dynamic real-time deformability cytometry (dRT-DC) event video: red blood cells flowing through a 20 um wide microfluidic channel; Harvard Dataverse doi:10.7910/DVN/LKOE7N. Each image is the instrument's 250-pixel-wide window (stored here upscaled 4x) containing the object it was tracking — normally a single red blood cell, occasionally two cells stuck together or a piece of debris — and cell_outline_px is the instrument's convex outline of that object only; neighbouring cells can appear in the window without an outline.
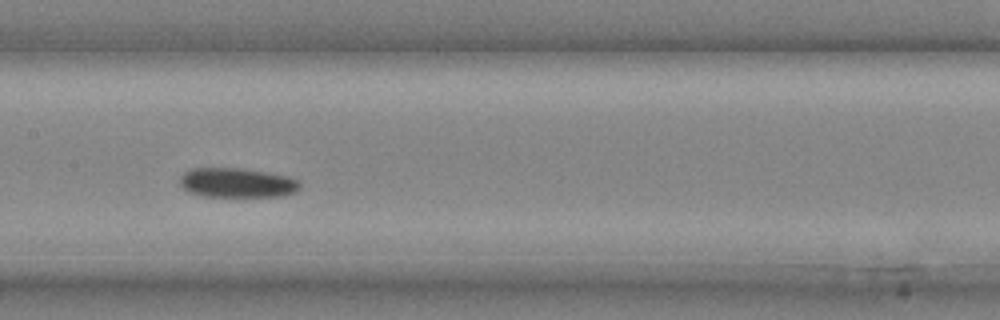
{"species": "common noctule bat (a hibernating species)", "species_latin": "Nyctalus noctula", "temperature_condition": "cold", "stored_images_in_passage": 19, "camera_frame_rate_fps": 3000, "um_per_image_px": 0.085, "animal": {"sex": "male", "body_mass_g": 20.4}, "frame": {"image": 1, "passage_image": 11, "time_ms": 3.333, "image_size_px": [1000, 320], "cell_outline_px": [[300, 188], [296, 192], [280, 196], [204, 196], [188, 192], [180, 184], [180, 176], [184, 172], [192, 168], [244, 168], [288, 176], [300, 180]], "centroid_in_image_um": [20.16, 15.52], "position_along_channel_um": 187.2, "area_um2": 20.75}}